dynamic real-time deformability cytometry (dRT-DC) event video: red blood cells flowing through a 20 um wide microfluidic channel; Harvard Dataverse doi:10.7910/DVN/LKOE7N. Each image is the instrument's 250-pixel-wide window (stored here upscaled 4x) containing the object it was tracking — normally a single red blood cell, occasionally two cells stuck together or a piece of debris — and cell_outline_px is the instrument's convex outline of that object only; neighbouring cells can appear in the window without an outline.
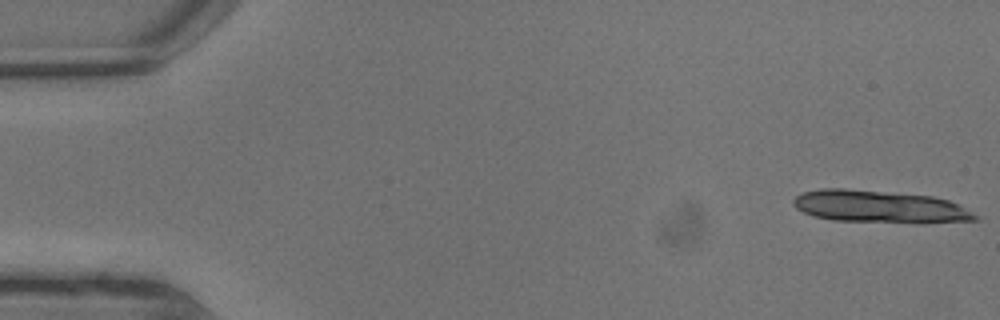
{"species": "common noctule bat (a hibernating species)", "species_latin": "Nyctalus noctula", "temperature_condition": "warm", "stored_images_in_passage": 11, "segment_of_instrument_passage": [1, 2], "camera_frame_rate_fps": 3000, "um_per_image_px": 0.085, "animal": {"sex": "male", "body_mass_g": 13.3}, "frame": {"image": 1, "passage_image": 1, "time_ms": 0.0, "image_size_px": [1000, 320], "cell_outline_px": [[980, 220], [924, 224], [916, 224], [832, 220], [812, 216], [796, 208], [792, 204], [792, 200], [796, 196], [804, 192], [820, 188], [844, 188], [932, 196], [948, 200], [980, 216]], "centroid_in_image_um": [74.79, 17.59], "position_along_channel_um": 10.2, "area_um2": 34.91}}